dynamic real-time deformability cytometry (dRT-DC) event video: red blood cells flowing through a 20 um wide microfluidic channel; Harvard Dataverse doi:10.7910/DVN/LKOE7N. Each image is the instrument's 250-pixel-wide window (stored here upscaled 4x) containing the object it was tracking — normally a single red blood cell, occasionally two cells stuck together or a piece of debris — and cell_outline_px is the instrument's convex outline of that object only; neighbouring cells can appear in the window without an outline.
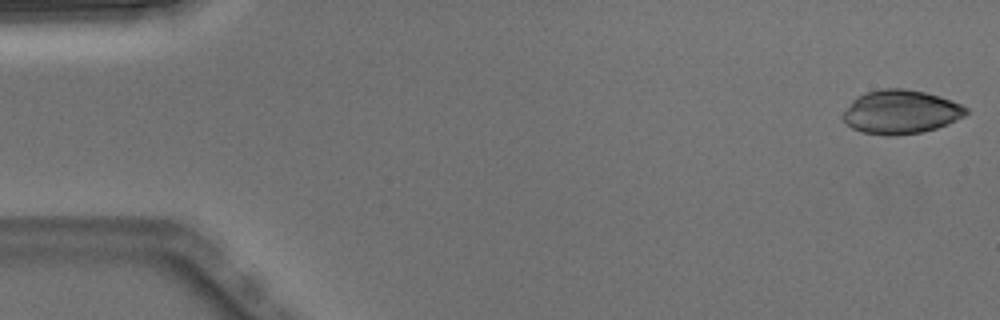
{"species": "Egyptian fruit bat (a non-hibernating species)", "species_latin": "Rousettus aegyptiacus", "temperature_condition": "warm", "stored_images_in_passage": 4, "camera_frame_rate_fps": 3000, "um_per_image_px": 0.085, "animal": {"sex": "male"}, "frame": {"image": 1, "passage_image": 1, "time_ms": 0.0, "image_size_px": [1000, 320], "cell_outline_px": [[968, 112], [964, 116], [948, 124], [936, 128], [920, 132], [892, 136], [888, 136], [860, 132], [852, 128], [844, 120], [844, 112], [852, 100], [856, 96], [868, 92], [884, 88], [904, 88], [924, 92], [940, 96], [952, 100], [968, 108]], "centroid_in_image_um": [76.58, 9.51], "position_along_channel_um": 8.4, "area_um2": 31.33}}
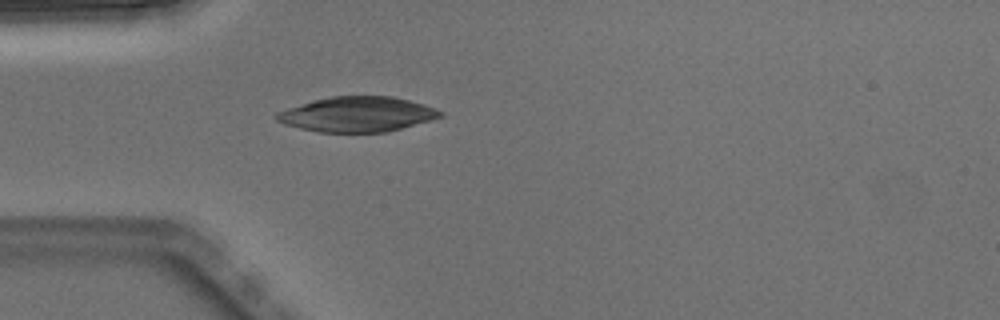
{"frame": {"image": 2, "passage_image": 4, "time_ms": 1.0, "image_size_px": [1000, 320], "cell_outline_px": [[444, 116], [432, 120], [388, 132], [320, 132], [300, 128], [284, 124], [276, 120], [276, 112], [312, 100], [332, 96], [392, 96], [424, 104], [436, 108], [444, 112]], "centroid_in_image_um": [30.4, 9.71], "position_along_channel_um": 54.6, "area_um2": 33.52}}